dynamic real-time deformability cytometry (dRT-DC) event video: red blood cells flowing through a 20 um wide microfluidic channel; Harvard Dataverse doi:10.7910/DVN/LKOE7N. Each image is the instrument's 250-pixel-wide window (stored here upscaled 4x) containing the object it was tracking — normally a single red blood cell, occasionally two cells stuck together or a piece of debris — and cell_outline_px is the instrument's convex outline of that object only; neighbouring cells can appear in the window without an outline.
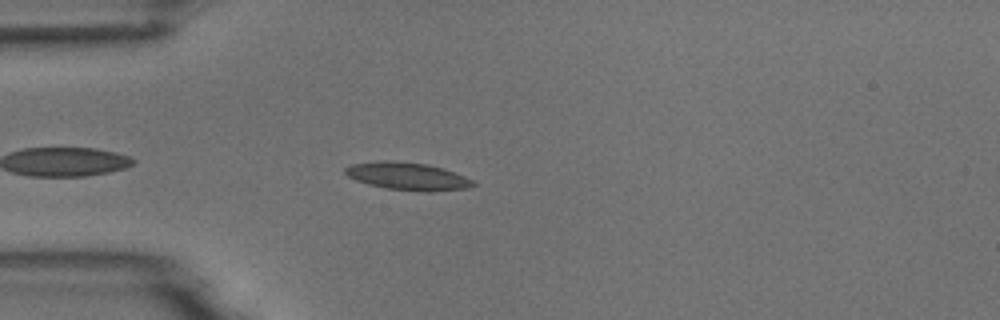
{"species": "common noctule bat (a hibernating species)", "species_latin": "Nyctalus noctula", "temperature_condition": "room temperature", "stored_images_in_passage": 4, "camera_frame_rate_fps": 3000, "um_per_image_px": 0.085, "animal": {"sex": "male", "body_mass_g": 18.8}, "frame": {"image": 1, "passage_image": 3, "time_ms": 2.333, "image_size_px": [1000, 320], "cell_outline_px": [[476, 184], [468, 188], [428, 192], [424, 192], [384, 188], [368, 184], [356, 180], [348, 176], [344, 172], [344, 168], [352, 164], [380, 160], [384, 160], [428, 164], [444, 168], [464, 176], [472, 180]], "centroid_in_image_um": [34.63, 14.98], "position_along_channel_um": 50.4, "area_um2": 20.63}}